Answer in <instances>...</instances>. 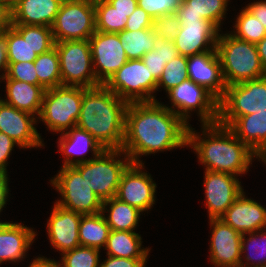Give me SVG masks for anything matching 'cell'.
<instances>
[{
    "label": "cell",
    "instance_id": "obj_1",
    "mask_svg": "<svg viewBox=\"0 0 266 267\" xmlns=\"http://www.w3.org/2000/svg\"><path fill=\"white\" fill-rule=\"evenodd\" d=\"M188 127L158 100L128 103L121 150L132 163H143L141 156L188 147Z\"/></svg>",
    "mask_w": 266,
    "mask_h": 267
},
{
    "label": "cell",
    "instance_id": "obj_2",
    "mask_svg": "<svg viewBox=\"0 0 266 267\" xmlns=\"http://www.w3.org/2000/svg\"><path fill=\"white\" fill-rule=\"evenodd\" d=\"M201 127L199 134L189 125L187 146L193 149L205 170L242 176L248 173L254 158L261 161L229 127L218 122Z\"/></svg>",
    "mask_w": 266,
    "mask_h": 267
},
{
    "label": "cell",
    "instance_id": "obj_3",
    "mask_svg": "<svg viewBox=\"0 0 266 267\" xmlns=\"http://www.w3.org/2000/svg\"><path fill=\"white\" fill-rule=\"evenodd\" d=\"M128 103L101 84L83 88L76 126L90 133L105 149H121Z\"/></svg>",
    "mask_w": 266,
    "mask_h": 267
},
{
    "label": "cell",
    "instance_id": "obj_4",
    "mask_svg": "<svg viewBox=\"0 0 266 267\" xmlns=\"http://www.w3.org/2000/svg\"><path fill=\"white\" fill-rule=\"evenodd\" d=\"M216 50L226 86L266 76L256 44L219 33Z\"/></svg>",
    "mask_w": 266,
    "mask_h": 267
},
{
    "label": "cell",
    "instance_id": "obj_5",
    "mask_svg": "<svg viewBox=\"0 0 266 267\" xmlns=\"http://www.w3.org/2000/svg\"><path fill=\"white\" fill-rule=\"evenodd\" d=\"M131 163L123 150L105 149L96 158L73 167L104 201L116 197L122 174Z\"/></svg>",
    "mask_w": 266,
    "mask_h": 267
},
{
    "label": "cell",
    "instance_id": "obj_6",
    "mask_svg": "<svg viewBox=\"0 0 266 267\" xmlns=\"http://www.w3.org/2000/svg\"><path fill=\"white\" fill-rule=\"evenodd\" d=\"M82 98L83 87L60 85L46 89L37 119L43 121L49 131L63 133L76 126Z\"/></svg>",
    "mask_w": 266,
    "mask_h": 267
},
{
    "label": "cell",
    "instance_id": "obj_7",
    "mask_svg": "<svg viewBox=\"0 0 266 267\" xmlns=\"http://www.w3.org/2000/svg\"><path fill=\"white\" fill-rule=\"evenodd\" d=\"M266 111V76L226 87L218 101V123L229 127L238 117Z\"/></svg>",
    "mask_w": 266,
    "mask_h": 267
},
{
    "label": "cell",
    "instance_id": "obj_8",
    "mask_svg": "<svg viewBox=\"0 0 266 267\" xmlns=\"http://www.w3.org/2000/svg\"><path fill=\"white\" fill-rule=\"evenodd\" d=\"M62 85L92 88L101 85L93 69L89 40L55 42Z\"/></svg>",
    "mask_w": 266,
    "mask_h": 267
},
{
    "label": "cell",
    "instance_id": "obj_9",
    "mask_svg": "<svg viewBox=\"0 0 266 267\" xmlns=\"http://www.w3.org/2000/svg\"><path fill=\"white\" fill-rule=\"evenodd\" d=\"M171 101L172 112L176 113L188 126L191 112H197L201 124L218 122V100L204 87L191 79L184 80L178 86L166 92ZM198 111H197V110Z\"/></svg>",
    "mask_w": 266,
    "mask_h": 267
},
{
    "label": "cell",
    "instance_id": "obj_10",
    "mask_svg": "<svg viewBox=\"0 0 266 267\" xmlns=\"http://www.w3.org/2000/svg\"><path fill=\"white\" fill-rule=\"evenodd\" d=\"M50 184L62 198L55 202L60 207L82 215L102 212L103 201L73 166H62Z\"/></svg>",
    "mask_w": 266,
    "mask_h": 267
},
{
    "label": "cell",
    "instance_id": "obj_11",
    "mask_svg": "<svg viewBox=\"0 0 266 267\" xmlns=\"http://www.w3.org/2000/svg\"><path fill=\"white\" fill-rule=\"evenodd\" d=\"M158 81L142 59L128 60L104 84L127 103L155 101Z\"/></svg>",
    "mask_w": 266,
    "mask_h": 267
},
{
    "label": "cell",
    "instance_id": "obj_12",
    "mask_svg": "<svg viewBox=\"0 0 266 267\" xmlns=\"http://www.w3.org/2000/svg\"><path fill=\"white\" fill-rule=\"evenodd\" d=\"M51 28L55 42L89 40L96 31L94 0H63Z\"/></svg>",
    "mask_w": 266,
    "mask_h": 267
},
{
    "label": "cell",
    "instance_id": "obj_13",
    "mask_svg": "<svg viewBox=\"0 0 266 267\" xmlns=\"http://www.w3.org/2000/svg\"><path fill=\"white\" fill-rule=\"evenodd\" d=\"M93 69L100 84H105L127 61L118 33L95 31L89 38Z\"/></svg>",
    "mask_w": 266,
    "mask_h": 267
},
{
    "label": "cell",
    "instance_id": "obj_14",
    "mask_svg": "<svg viewBox=\"0 0 266 267\" xmlns=\"http://www.w3.org/2000/svg\"><path fill=\"white\" fill-rule=\"evenodd\" d=\"M144 167V163H131L122 174L116 194L120 201L142 213L149 211L155 204L157 188L151 174L145 172Z\"/></svg>",
    "mask_w": 266,
    "mask_h": 267
},
{
    "label": "cell",
    "instance_id": "obj_15",
    "mask_svg": "<svg viewBox=\"0 0 266 267\" xmlns=\"http://www.w3.org/2000/svg\"><path fill=\"white\" fill-rule=\"evenodd\" d=\"M237 176L205 170V206L209 219H220L226 210L243 193V187Z\"/></svg>",
    "mask_w": 266,
    "mask_h": 267
},
{
    "label": "cell",
    "instance_id": "obj_16",
    "mask_svg": "<svg viewBox=\"0 0 266 267\" xmlns=\"http://www.w3.org/2000/svg\"><path fill=\"white\" fill-rule=\"evenodd\" d=\"M37 121L33 114L6 104L0 97V132L16 141L21 149L44 147L35 127Z\"/></svg>",
    "mask_w": 266,
    "mask_h": 267
},
{
    "label": "cell",
    "instance_id": "obj_17",
    "mask_svg": "<svg viewBox=\"0 0 266 267\" xmlns=\"http://www.w3.org/2000/svg\"><path fill=\"white\" fill-rule=\"evenodd\" d=\"M181 27L174 38L179 55L189 57L207 51H217L220 30L210 21H180Z\"/></svg>",
    "mask_w": 266,
    "mask_h": 267
},
{
    "label": "cell",
    "instance_id": "obj_18",
    "mask_svg": "<svg viewBox=\"0 0 266 267\" xmlns=\"http://www.w3.org/2000/svg\"><path fill=\"white\" fill-rule=\"evenodd\" d=\"M212 227L210 262L215 267H237L241 262L242 234L221 219H209Z\"/></svg>",
    "mask_w": 266,
    "mask_h": 267
},
{
    "label": "cell",
    "instance_id": "obj_19",
    "mask_svg": "<svg viewBox=\"0 0 266 267\" xmlns=\"http://www.w3.org/2000/svg\"><path fill=\"white\" fill-rule=\"evenodd\" d=\"M188 78L204 87L218 101L223 97L226 84L217 51H207L187 57Z\"/></svg>",
    "mask_w": 266,
    "mask_h": 267
},
{
    "label": "cell",
    "instance_id": "obj_20",
    "mask_svg": "<svg viewBox=\"0 0 266 267\" xmlns=\"http://www.w3.org/2000/svg\"><path fill=\"white\" fill-rule=\"evenodd\" d=\"M81 216L56 203L53 205L47 221V234L51 246L61 254L80 246L78 229Z\"/></svg>",
    "mask_w": 266,
    "mask_h": 267
},
{
    "label": "cell",
    "instance_id": "obj_21",
    "mask_svg": "<svg viewBox=\"0 0 266 267\" xmlns=\"http://www.w3.org/2000/svg\"><path fill=\"white\" fill-rule=\"evenodd\" d=\"M245 194L243 191L220 219L241 234L266 229V208Z\"/></svg>",
    "mask_w": 266,
    "mask_h": 267
},
{
    "label": "cell",
    "instance_id": "obj_22",
    "mask_svg": "<svg viewBox=\"0 0 266 267\" xmlns=\"http://www.w3.org/2000/svg\"><path fill=\"white\" fill-rule=\"evenodd\" d=\"M60 135L61 136L58 139V152H61L65 157L62 166H75L85 163L96 158L105 150V148L100 145L90 133L78 126H75ZM88 150L92 153L93 158L91 157V159L83 158V156H86L85 153L88 152ZM79 156L81 158H78Z\"/></svg>",
    "mask_w": 266,
    "mask_h": 267
},
{
    "label": "cell",
    "instance_id": "obj_23",
    "mask_svg": "<svg viewBox=\"0 0 266 267\" xmlns=\"http://www.w3.org/2000/svg\"><path fill=\"white\" fill-rule=\"evenodd\" d=\"M38 234L22 223L5 222L0 226V264L21 262Z\"/></svg>",
    "mask_w": 266,
    "mask_h": 267
},
{
    "label": "cell",
    "instance_id": "obj_24",
    "mask_svg": "<svg viewBox=\"0 0 266 267\" xmlns=\"http://www.w3.org/2000/svg\"><path fill=\"white\" fill-rule=\"evenodd\" d=\"M63 0H15L10 24L52 27Z\"/></svg>",
    "mask_w": 266,
    "mask_h": 267
},
{
    "label": "cell",
    "instance_id": "obj_25",
    "mask_svg": "<svg viewBox=\"0 0 266 267\" xmlns=\"http://www.w3.org/2000/svg\"><path fill=\"white\" fill-rule=\"evenodd\" d=\"M229 128L262 160L266 155V111L238 117Z\"/></svg>",
    "mask_w": 266,
    "mask_h": 267
},
{
    "label": "cell",
    "instance_id": "obj_26",
    "mask_svg": "<svg viewBox=\"0 0 266 267\" xmlns=\"http://www.w3.org/2000/svg\"><path fill=\"white\" fill-rule=\"evenodd\" d=\"M1 81L6 83V99H1L18 110L26 111L37 118L42 109L45 88L42 85H33L27 82L9 79L6 75Z\"/></svg>",
    "mask_w": 266,
    "mask_h": 267
},
{
    "label": "cell",
    "instance_id": "obj_27",
    "mask_svg": "<svg viewBox=\"0 0 266 267\" xmlns=\"http://www.w3.org/2000/svg\"><path fill=\"white\" fill-rule=\"evenodd\" d=\"M230 0H183L175 14L180 21L207 20L220 31Z\"/></svg>",
    "mask_w": 266,
    "mask_h": 267
},
{
    "label": "cell",
    "instance_id": "obj_28",
    "mask_svg": "<svg viewBox=\"0 0 266 267\" xmlns=\"http://www.w3.org/2000/svg\"><path fill=\"white\" fill-rule=\"evenodd\" d=\"M141 240V235L135 231L110 230L104 250L113 257L148 259L150 248L142 247Z\"/></svg>",
    "mask_w": 266,
    "mask_h": 267
},
{
    "label": "cell",
    "instance_id": "obj_29",
    "mask_svg": "<svg viewBox=\"0 0 266 267\" xmlns=\"http://www.w3.org/2000/svg\"><path fill=\"white\" fill-rule=\"evenodd\" d=\"M106 212L108 213L107 216L105 215ZM102 213L110 230L117 231H135L142 214L137 208L116 197L103 201Z\"/></svg>",
    "mask_w": 266,
    "mask_h": 267
},
{
    "label": "cell",
    "instance_id": "obj_30",
    "mask_svg": "<svg viewBox=\"0 0 266 267\" xmlns=\"http://www.w3.org/2000/svg\"><path fill=\"white\" fill-rule=\"evenodd\" d=\"M110 227L102 212L97 214L82 215L78 235L81 246H88L101 250L104 249Z\"/></svg>",
    "mask_w": 266,
    "mask_h": 267
},
{
    "label": "cell",
    "instance_id": "obj_31",
    "mask_svg": "<svg viewBox=\"0 0 266 267\" xmlns=\"http://www.w3.org/2000/svg\"><path fill=\"white\" fill-rule=\"evenodd\" d=\"M118 34L128 60L142 59L146 52L155 48L158 39L154 27L139 31L123 30Z\"/></svg>",
    "mask_w": 266,
    "mask_h": 267
},
{
    "label": "cell",
    "instance_id": "obj_32",
    "mask_svg": "<svg viewBox=\"0 0 266 267\" xmlns=\"http://www.w3.org/2000/svg\"><path fill=\"white\" fill-rule=\"evenodd\" d=\"M34 66L38 82L45 89L62 85L59 55L55 46L49 51L38 55L34 61Z\"/></svg>",
    "mask_w": 266,
    "mask_h": 267
},
{
    "label": "cell",
    "instance_id": "obj_33",
    "mask_svg": "<svg viewBox=\"0 0 266 267\" xmlns=\"http://www.w3.org/2000/svg\"><path fill=\"white\" fill-rule=\"evenodd\" d=\"M178 55L174 40L157 39L155 48L150 52H146L142 57V61L158 81L162 76L165 65Z\"/></svg>",
    "mask_w": 266,
    "mask_h": 267
},
{
    "label": "cell",
    "instance_id": "obj_34",
    "mask_svg": "<svg viewBox=\"0 0 266 267\" xmlns=\"http://www.w3.org/2000/svg\"><path fill=\"white\" fill-rule=\"evenodd\" d=\"M247 234L249 238L246 237ZM247 251L250 254H247ZM241 255H243L240 262L242 265L266 267V229L242 234Z\"/></svg>",
    "mask_w": 266,
    "mask_h": 267
},
{
    "label": "cell",
    "instance_id": "obj_35",
    "mask_svg": "<svg viewBox=\"0 0 266 267\" xmlns=\"http://www.w3.org/2000/svg\"><path fill=\"white\" fill-rule=\"evenodd\" d=\"M96 31L119 33L125 30L128 17L118 12L106 0H94Z\"/></svg>",
    "mask_w": 266,
    "mask_h": 267
},
{
    "label": "cell",
    "instance_id": "obj_36",
    "mask_svg": "<svg viewBox=\"0 0 266 267\" xmlns=\"http://www.w3.org/2000/svg\"><path fill=\"white\" fill-rule=\"evenodd\" d=\"M24 39H27L33 50L38 54L52 49L55 41L52 28L41 25L10 24Z\"/></svg>",
    "mask_w": 266,
    "mask_h": 267
},
{
    "label": "cell",
    "instance_id": "obj_37",
    "mask_svg": "<svg viewBox=\"0 0 266 267\" xmlns=\"http://www.w3.org/2000/svg\"><path fill=\"white\" fill-rule=\"evenodd\" d=\"M233 25L234 30L230 34L240 40L257 44L266 36L265 27L245 7L241 9Z\"/></svg>",
    "mask_w": 266,
    "mask_h": 267
},
{
    "label": "cell",
    "instance_id": "obj_38",
    "mask_svg": "<svg viewBox=\"0 0 266 267\" xmlns=\"http://www.w3.org/2000/svg\"><path fill=\"white\" fill-rule=\"evenodd\" d=\"M8 62H34L38 54L11 25L4 30Z\"/></svg>",
    "mask_w": 266,
    "mask_h": 267
},
{
    "label": "cell",
    "instance_id": "obj_39",
    "mask_svg": "<svg viewBox=\"0 0 266 267\" xmlns=\"http://www.w3.org/2000/svg\"><path fill=\"white\" fill-rule=\"evenodd\" d=\"M60 267H100V250L88 246H78L64 252Z\"/></svg>",
    "mask_w": 266,
    "mask_h": 267
},
{
    "label": "cell",
    "instance_id": "obj_40",
    "mask_svg": "<svg viewBox=\"0 0 266 267\" xmlns=\"http://www.w3.org/2000/svg\"><path fill=\"white\" fill-rule=\"evenodd\" d=\"M187 79V57L178 55L165 65L162 76L157 83V91L163 87L167 92Z\"/></svg>",
    "mask_w": 266,
    "mask_h": 267
},
{
    "label": "cell",
    "instance_id": "obj_41",
    "mask_svg": "<svg viewBox=\"0 0 266 267\" xmlns=\"http://www.w3.org/2000/svg\"><path fill=\"white\" fill-rule=\"evenodd\" d=\"M183 0H137L138 7L144 9L153 19L175 13Z\"/></svg>",
    "mask_w": 266,
    "mask_h": 267
},
{
    "label": "cell",
    "instance_id": "obj_42",
    "mask_svg": "<svg viewBox=\"0 0 266 267\" xmlns=\"http://www.w3.org/2000/svg\"><path fill=\"white\" fill-rule=\"evenodd\" d=\"M158 39L174 40L181 27L175 13L165 14L154 19L153 24Z\"/></svg>",
    "mask_w": 266,
    "mask_h": 267
},
{
    "label": "cell",
    "instance_id": "obj_43",
    "mask_svg": "<svg viewBox=\"0 0 266 267\" xmlns=\"http://www.w3.org/2000/svg\"><path fill=\"white\" fill-rule=\"evenodd\" d=\"M8 70L6 76L9 79L27 82L33 85H41L38 82V77L34 62H8Z\"/></svg>",
    "mask_w": 266,
    "mask_h": 267
},
{
    "label": "cell",
    "instance_id": "obj_44",
    "mask_svg": "<svg viewBox=\"0 0 266 267\" xmlns=\"http://www.w3.org/2000/svg\"><path fill=\"white\" fill-rule=\"evenodd\" d=\"M154 19L142 8L138 7L128 17L125 30L139 31L142 29L153 28Z\"/></svg>",
    "mask_w": 266,
    "mask_h": 267
},
{
    "label": "cell",
    "instance_id": "obj_45",
    "mask_svg": "<svg viewBox=\"0 0 266 267\" xmlns=\"http://www.w3.org/2000/svg\"><path fill=\"white\" fill-rule=\"evenodd\" d=\"M146 263L147 259H130L107 255L103 262L100 261V267H146Z\"/></svg>",
    "mask_w": 266,
    "mask_h": 267
},
{
    "label": "cell",
    "instance_id": "obj_46",
    "mask_svg": "<svg viewBox=\"0 0 266 267\" xmlns=\"http://www.w3.org/2000/svg\"><path fill=\"white\" fill-rule=\"evenodd\" d=\"M15 145L20 147L16 141L5 133L0 132V170L7 172L8 158Z\"/></svg>",
    "mask_w": 266,
    "mask_h": 267
},
{
    "label": "cell",
    "instance_id": "obj_47",
    "mask_svg": "<svg viewBox=\"0 0 266 267\" xmlns=\"http://www.w3.org/2000/svg\"><path fill=\"white\" fill-rule=\"evenodd\" d=\"M266 29V0L254 1L245 7Z\"/></svg>",
    "mask_w": 266,
    "mask_h": 267
},
{
    "label": "cell",
    "instance_id": "obj_48",
    "mask_svg": "<svg viewBox=\"0 0 266 267\" xmlns=\"http://www.w3.org/2000/svg\"><path fill=\"white\" fill-rule=\"evenodd\" d=\"M118 12L129 17L137 8V0H106Z\"/></svg>",
    "mask_w": 266,
    "mask_h": 267
},
{
    "label": "cell",
    "instance_id": "obj_49",
    "mask_svg": "<svg viewBox=\"0 0 266 267\" xmlns=\"http://www.w3.org/2000/svg\"><path fill=\"white\" fill-rule=\"evenodd\" d=\"M8 172L0 170V211H3L5 205H7L9 196V178Z\"/></svg>",
    "mask_w": 266,
    "mask_h": 267
},
{
    "label": "cell",
    "instance_id": "obj_50",
    "mask_svg": "<svg viewBox=\"0 0 266 267\" xmlns=\"http://www.w3.org/2000/svg\"><path fill=\"white\" fill-rule=\"evenodd\" d=\"M8 66L9 63H8L6 37L4 35V32H2L0 33V72L2 71L4 72H2V74L0 75V80L6 75Z\"/></svg>",
    "mask_w": 266,
    "mask_h": 267
},
{
    "label": "cell",
    "instance_id": "obj_51",
    "mask_svg": "<svg viewBox=\"0 0 266 267\" xmlns=\"http://www.w3.org/2000/svg\"><path fill=\"white\" fill-rule=\"evenodd\" d=\"M28 267H60L59 263L54 259H47L40 256L32 260Z\"/></svg>",
    "mask_w": 266,
    "mask_h": 267
},
{
    "label": "cell",
    "instance_id": "obj_52",
    "mask_svg": "<svg viewBox=\"0 0 266 267\" xmlns=\"http://www.w3.org/2000/svg\"><path fill=\"white\" fill-rule=\"evenodd\" d=\"M257 51L259 54L260 62L263 67V71L266 74V36L263 37L257 44Z\"/></svg>",
    "mask_w": 266,
    "mask_h": 267
},
{
    "label": "cell",
    "instance_id": "obj_53",
    "mask_svg": "<svg viewBox=\"0 0 266 267\" xmlns=\"http://www.w3.org/2000/svg\"><path fill=\"white\" fill-rule=\"evenodd\" d=\"M10 25V12L0 5V33Z\"/></svg>",
    "mask_w": 266,
    "mask_h": 267
},
{
    "label": "cell",
    "instance_id": "obj_54",
    "mask_svg": "<svg viewBox=\"0 0 266 267\" xmlns=\"http://www.w3.org/2000/svg\"><path fill=\"white\" fill-rule=\"evenodd\" d=\"M15 0H0V5L6 8L9 12L12 10Z\"/></svg>",
    "mask_w": 266,
    "mask_h": 267
},
{
    "label": "cell",
    "instance_id": "obj_55",
    "mask_svg": "<svg viewBox=\"0 0 266 267\" xmlns=\"http://www.w3.org/2000/svg\"><path fill=\"white\" fill-rule=\"evenodd\" d=\"M237 267H261V266H248V265L239 264Z\"/></svg>",
    "mask_w": 266,
    "mask_h": 267
},
{
    "label": "cell",
    "instance_id": "obj_56",
    "mask_svg": "<svg viewBox=\"0 0 266 267\" xmlns=\"http://www.w3.org/2000/svg\"><path fill=\"white\" fill-rule=\"evenodd\" d=\"M261 162L264 163L265 166H266V155H265L264 158L261 160Z\"/></svg>",
    "mask_w": 266,
    "mask_h": 267
},
{
    "label": "cell",
    "instance_id": "obj_57",
    "mask_svg": "<svg viewBox=\"0 0 266 267\" xmlns=\"http://www.w3.org/2000/svg\"><path fill=\"white\" fill-rule=\"evenodd\" d=\"M0 213H1V211H0ZM4 223H5V222H2V220H1V221H0V226L3 225Z\"/></svg>",
    "mask_w": 266,
    "mask_h": 267
}]
</instances>
